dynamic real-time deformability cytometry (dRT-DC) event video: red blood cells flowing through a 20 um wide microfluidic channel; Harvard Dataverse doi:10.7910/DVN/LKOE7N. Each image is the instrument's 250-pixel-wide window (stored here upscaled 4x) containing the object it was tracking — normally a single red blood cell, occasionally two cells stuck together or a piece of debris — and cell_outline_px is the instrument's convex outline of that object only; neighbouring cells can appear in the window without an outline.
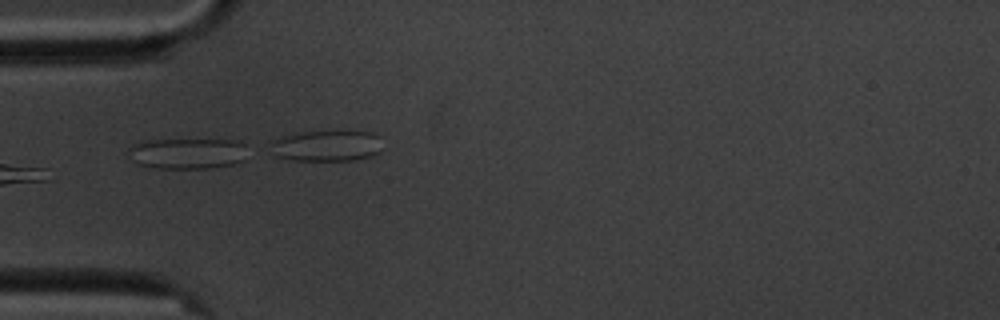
{"species": "common noctule bat (a hibernating species)", "species_latin": "Nyctalus noctula", "temperature_condition": "cold", "stored_images_in_passage": 5, "camera_frame_rate_fps": 3000, "um_per_image_px": 0.085, "animal": {"sex": "male", "body_mass_g": 20.1, "forearm_length_mm": 53.5}, "frame": {"image": 1, "passage_image": 4, "time_ms": 4.333, "image_size_px": [1000, 320], "cell_outline_px": [[244, 160], [232, 164], [208, 168], [156, 168], [140, 164], [132, 160], [124, 152], [132, 144], [144, 140], [236, 140], [244, 144]], "centroid_in_image_um": [15.84, 13.03], "position_along_channel_um": 69.2, "area_um2": 21.39}}